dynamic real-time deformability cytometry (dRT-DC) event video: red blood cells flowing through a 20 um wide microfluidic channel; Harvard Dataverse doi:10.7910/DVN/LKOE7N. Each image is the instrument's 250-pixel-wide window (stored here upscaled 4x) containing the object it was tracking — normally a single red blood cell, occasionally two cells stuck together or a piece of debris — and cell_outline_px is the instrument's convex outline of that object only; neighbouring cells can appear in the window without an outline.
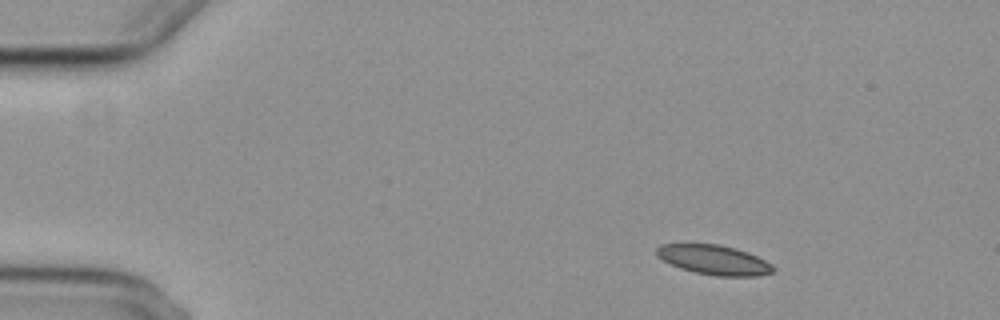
{"species": "common noctule bat (a hibernating species)", "species_latin": "Nyctalus noctula", "temperature_condition": "cold", "stored_images_in_passage": 5, "camera_frame_rate_fps": 3000, "um_per_image_px": 0.085, "animal": {"sex": "female", "body_mass_g": 29.2, "forearm_length_mm": 56.3}, "frame": {"image": 1, "passage_image": 1, "time_ms": 0.0, "image_size_px": [1000, 320], "cell_outline_px": [[776, 272], [756, 276], [716, 276], [696, 272], [680, 268], [656, 256], [656, 248], [660, 244], [720, 244], [736, 248], [748, 252], [772, 264], [776, 268]], "centroid_in_image_um": [60.72, 22.09], "position_along_channel_um": 24.3, "area_um2": 20.17}}
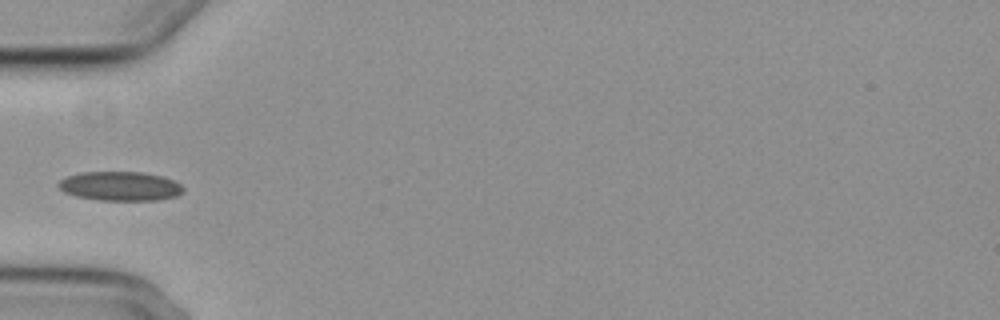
{"frame": {"image": 2, "passage_image": 4, "time_ms": 3.667, "image_size_px": [1000, 320], "cell_outline_px": [[184, 188], [176, 196], [156, 200], [100, 200], [76, 196], [64, 192], [56, 184], [60, 180], [68, 176], [80, 172], [144, 172], [164, 176], [180, 184]], "centroid_in_image_um": [10.2, 15.81], "position_along_channel_um": 74.8, "area_um2": 21.15}}
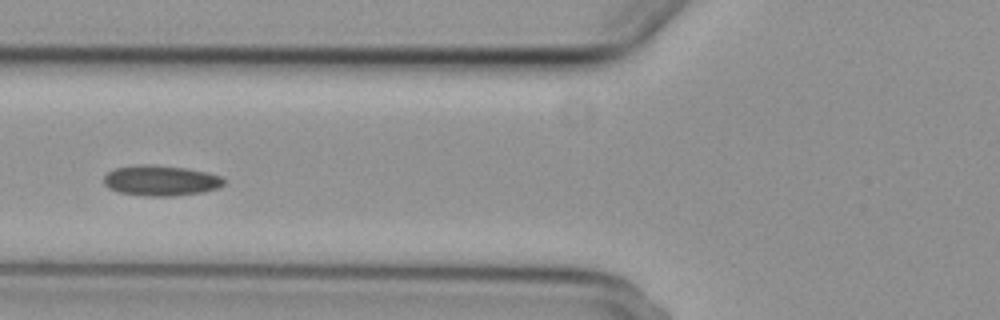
{"frame": {"image": 3, "passage_image": 5, "time_ms": 4.667, "image_size_px": [1000, 320], "cell_outline_px": [[224, 184], [220, 188], [204, 192], [172, 196], [148, 196], [116, 192], [108, 188], [104, 184], [104, 176], [108, 172], [116, 168], [140, 164], [152, 164], [184, 168], [208, 172], [224, 176]], "centroid_in_image_um": [13.69, 15.35], "position_along_channel_um": 112.1, "area_um2": 21.56}}